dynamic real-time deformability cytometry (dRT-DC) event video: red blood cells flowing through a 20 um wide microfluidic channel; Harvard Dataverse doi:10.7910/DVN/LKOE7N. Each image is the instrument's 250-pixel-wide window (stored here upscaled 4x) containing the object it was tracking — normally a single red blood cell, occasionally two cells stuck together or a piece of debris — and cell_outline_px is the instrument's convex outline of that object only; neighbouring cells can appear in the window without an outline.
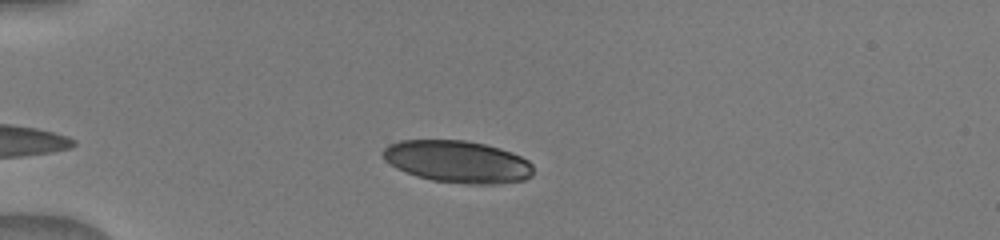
{"species": "human", "species_latin": "Homo sapiens", "temperature_condition": "warm", "stored_images_in_passage": 10, "camera_frame_rate_fps": 3000, "um_per_image_px": 0.085, "donor": {"sex": "male"}, "frame": {"image": 1, "passage_image": 4, "time_ms": 1.0, "image_size_px": [1000, 240], "cell_outline_px": [[532, 176], [524, 180], [496, 184], [464, 184], [432, 180], [396, 168], [384, 160], [380, 152], [388, 144], [400, 140], [464, 140], [484, 144], [500, 148], [512, 152], [528, 160], [532, 164]], "centroid_in_image_um": [38.88, 13.73], "position_along_channel_um": 46.1, "area_um2": 36.99}}
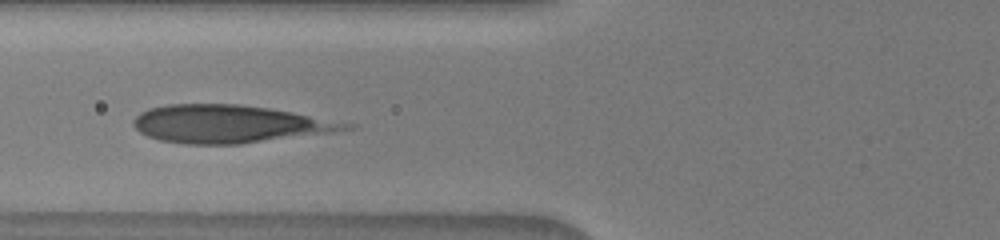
{"frame": {"image": 2, "passage_image": 9, "time_ms": 3.333, "image_size_px": [1000, 240], "cell_outline_px": [[356, 124], [352, 128], [332, 132], [240, 144], [184, 144], [160, 140], [148, 136], [140, 132], [132, 124], [132, 120], [140, 112], [148, 108], [168, 104], [240, 104], [268, 108], [292, 112]], "centroid_in_image_um": [19.44, 10.53], "position_along_channel_um": 106.4, "area_um2": 46.59}}